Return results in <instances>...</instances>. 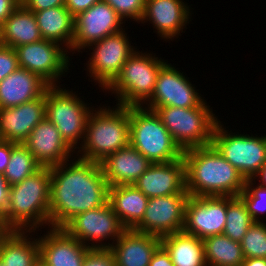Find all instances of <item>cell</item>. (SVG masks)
I'll list each match as a JSON object with an SVG mask.
<instances>
[{"label":"cell","mask_w":266,"mask_h":266,"mask_svg":"<svg viewBox=\"0 0 266 266\" xmlns=\"http://www.w3.org/2000/svg\"><path fill=\"white\" fill-rule=\"evenodd\" d=\"M148 198L187 193L185 161L152 163L133 184Z\"/></svg>","instance_id":"ffe728a7"},{"label":"cell","mask_w":266,"mask_h":266,"mask_svg":"<svg viewBox=\"0 0 266 266\" xmlns=\"http://www.w3.org/2000/svg\"><path fill=\"white\" fill-rule=\"evenodd\" d=\"M152 162L131 144L121 148L100 162L109 187L131 185L151 166Z\"/></svg>","instance_id":"7402d4cb"},{"label":"cell","mask_w":266,"mask_h":266,"mask_svg":"<svg viewBox=\"0 0 266 266\" xmlns=\"http://www.w3.org/2000/svg\"><path fill=\"white\" fill-rule=\"evenodd\" d=\"M42 166L23 143L11 142V156L4 177L12 186L39 171Z\"/></svg>","instance_id":"4dcf8cb0"},{"label":"cell","mask_w":266,"mask_h":266,"mask_svg":"<svg viewBox=\"0 0 266 266\" xmlns=\"http://www.w3.org/2000/svg\"><path fill=\"white\" fill-rule=\"evenodd\" d=\"M165 60L153 53L136 50L122 66L115 81L105 90L116 95V105L143 107L155 90V84Z\"/></svg>","instance_id":"5b68a950"},{"label":"cell","mask_w":266,"mask_h":266,"mask_svg":"<svg viewBox=\"0 0 266 266\" xmlns=\"http://www.w3.org/2000/svg\"><path fill=\"white\" fill-rule=\"evenodd\" d=\"M66 0H21V5L29 11H43L45 9L65 6Z\"/></svg>","instance_id":"74e56055"},{"label":"cell","mask_w":266,"mask_h":266,"mask_svg":"<svg viewBox=\"0 0 266 266\" xmlns=\"http://www.w3.org/2000/svg\"><path fill=\"white\" fill-rule=\"evenodd\" d=\"M49 85L38 75L18 67L0 81V108H10L40 98Z\"/></svg>","instance_id":"cb8c5ba5"},{"label":"cell","mask_w":266,"mask_h":266,"mask_svg":"<svg viewBox=\"0 0 266 266\" xmlns=\"http://www.w3.org/2000/svg\"><path fill=\"white\" fill-rule=\"evenodd\" d=\"M63 229L90 249H109L127 230L114 213L109 202L78 214ZM108 239L112 242H108V244L102 242Z\"/></svg>","instance_id":"30bf717a"},{"label":"cell","mask_w":266,"mask_h":266,"mask_svg":"<svg viewBox=\"0 0 266 266\" xmlns=\"http://www.w3.org/2000/svg\"><path fill=\"white\" fill-rule=\"evenodd\" d=\"M82 266H116L112 252L109 249H90Z\"/></svg>","instance_id":"8d00e7d4"},{"label":"cell","mask_w":266,"mask_h":266,"mask_svg":"<svg viewBox=\"0 0 266 266\" xmlns=\"http://www.w3.org/2000/svg\"><path fill=\"white\" fill-rule=\"evenodd\" d=\"M125 29L104 39L90 44L87 48L93 50L87 63V72L96 85L106 90L119 76L122 66L137 48L131 46Z\"/></svg>","instance_id":"8fae6325"},{"label":"cell","mask_w":266,"mask_h":266,"mask_svg":"<svg viewBox=\"0 0 266 266\" xmlns=\"http://www.w3.org/2000/svg\"><path fill=\"white\" fill-rule=\"evenodd\" d=\"M115 106L93 109L86 124L84 141L75 156L100 163L130 144L129 107Z\"/></svg>","instance_id":"277c9868"},{"label":"cell","mask_w":266,"mask_h":266,"mask_svg":"<svg viewBox=\"0 0 266 266\" xmlns=\"http://www.w3.org/2000/svg\"><path fill=\"white\" fill-rule=\"evenodd\" d=\"M161 245V238L127 229L110 246L116 266H149L151 257Z\"/></svg>","instance_id":"603a6c76"},{"label":"cell","mask_w":266,"mask_h":266,"mask_svg":"<svg viewBox=\"0 0 266 266\" xmlns=\"http://www.w3.org/2000/svg\"><path fill=\"white\" fill-rule=\"evenodd\" d=\"M18 67L16 50L0 44V81L13 73Z\"/></svg>","instance_id":"d590c367"},{"label":"cell","mask_w":266,"mask_h":266,"mask_svg":"<svg viewBox=\"0 0 266 266\" xmlns=\"http://www.w3.org/2000/svg\"><path fill=\"white\" fill-rule=\"evenodd\" d=\"M42 39L34 12L21 4L0 26V44L14 49Z\"/></svg>","instance_id":"4316f807"},{"label":"cell","mask_w":266,"mask_h":266,"mask_svg":"<svg viewBox=\"0 0 266 266\" xmlns=\"http://www.w3.org/2000/svg\"><path fill=\"white\" fill-rule=\"evenodd\" d=\"M45 114V93L21 105L0 108V140L23 143Z\"/></svg>","instance_id":"d6986e66"},{"label":"cell","mask_w":266,"mask_h":266,"mask_svg":"<svg viewBox=\"0 0 266 266\" xmlns=\"http://www.w3.org/2000/svg\"><path fill=\"white\" fill-rule=\"evenodd\" d=\"M184 0H146L141 23L150 22L162 39L169 41L181 36L192 16ZM188 23V24H187ZM157 30V31H156ZM169 39V40H168Z\"/></svg>","instance_id":"44dd1931"},{"label":"cell","mask_w":266,"mask_h":266,"mask_svg":"<svg viewBox=\"0 0 266 266\" xmlns=\"http://www.w3.org/2000/svg\"><path fill=\"white\" fill-rule=\"evenodd\" d=\"M10 186L7 183L4 174L0 172V216H2L8 206Z\"/></svg>","instance_id":"b9f144b4"},{"label":"cell","mask_w":266,"mask_h":266,"mask_svg":"<svg viewBox=\"0 0 266 266\" xmlns=\"http://www.w3.org/2000/svg\"><path fill=\"white\" fill-rule=\"evenodd\" d=\"M73 92L66 87L49 86L45 91V117L56 126L61 137L76 152L84 141L86 124L95 108Z\"/></svg>","instance_id":"ba28073f"},{"label":"cell","mask_w":266,"mask_h":266,"mask_svg":"<svg viewBox=\"0 0 266 266\" xmlns=\"http://www.w3.org/2000/svg\"><path fill=\"white\" fill-rule=\"evenodd\" d=\"M101 0H66L65 7L70 11L73 17L79 13L88 10L93 4Z\"/></svg>","instance_id":"f35d334b"},{"label":"cell","mask_w":266,"mask_h":266,"mask_svg":"<svg viewBox=\"0 0 266 266\" xmlns=\"http://www.w3.org/2000/svg\"><path fill=\"white\" fill-rule=\"evenodd\" d=\"M223 126L219 120L211 144L245 179H253L266 163V135L233 134Z\"/></svg>","instance_id":"9c48e42d"},{"label":"cell","mask_w":266,"mask_h":266,"mask_svg":"<svg viewBox=\"0 0 266 266\" xmlns=\"http://www.w3.org/2000/svg\"><path fill=\"white\" fill-rule=\"evenodd\" d=\"M259 178L260 180H258ZM253 179H256L260 186L266 187V163L263 165V167L260 169V171L253 177Z\"/></svg>","instance_id":"f6af8a7d"},{"label":"cell","mask_w":266,"mask_h":266,"mask_svg":"<svg viewBox=\"0 0 266 266\" xmlns=\"http://www.w3.org/2000/svg\"><path fill=\"white\" fill-rule=\"evenodd\" d=\"M253 223L243 200L240 197L227 196L226 224L223 234L240 242Z\"/></svg>","instance_id":"1f68e13d"},{"label":"cell","mask_w":266,"mask_h":266,"mask_svg":"<svg viewBox=\"0 0 266 266\" xmlns=\"http://www.w3.org/2000/svg\"><path fill=\"white\" fill-rule=\"evenodd\" d=\"M183 72L165 63L157 76L151 99L143 107H198L204 98Z\"/></svg>","instance_id":"2e32d148"},{"label":"cell","mask_w":266,"mask_h":266,"mask_svg":"<svg viewBox=\"0 0 266 266\" xmlns=\"http://www.w3.org/2000/svg\"><path fill=\"white\" fill-rule=\"evenodd\" d=\"M149 266H174L166 249L160 245L151 257Z\"/></svg>","instance_id":"ab89813d"},{"label":"cell","mask_w":266,"mask_h":266,"mask_svg":"<svg viewBox=\"0 0 266 266\" xmlns=\"http://www.w3.org/2000/svg\"><path fill=\"white\" fill-rule=\"evenodd\" d=\"M203 243L207 266H241L245 259L240 242L224 234L208 236Z\"/></svg>","instance_id":"f546056e"},{"label":"cell","mask_w":266,"mask_h":266,"mask_svg":"<svg viewBox=\"0 0 266 266\" xmlns=\"http://www.w3.org/2000/svg\"><path fill=\"white\" fill-rule=\"evenodd\" d=\"M50 179L51 168L42 167L20 183L10 186L8 206L1 216L9 231L37 233V229L39 231L44 226L49 228Z\"/></svg>","instance_id":"3957f363"},{"label":"cell","mask_w":266,"mask_h":266,"mask_svg":"<svg viewBox=\"0 0 266 266\" xmlns=\"http://www.w3.org/2000/svg\"><path fill=\"white\" fill-rule=\"evenodd\" d=\"M21 0H0V26L19 7Z\"/></svg>","instance_id":"60d3db41"},{"label":"cell","mask_w":266,"mask_h":266,"mask_svg":"<svg viewBox=\"0 0 266 266\" xmlns=\"http://www.w3.org/2000/svg\"><path fill=\"white\" fill-rule=\"evenodd\" d=\"M240 245L245 258H266V223L254 222Z\"/></svg>","instance_id":"836d02e7"},{"label":"cell","mask_w":266,"mask_h":266,"mask_svg":"<svg viewBox=\"0 0 266 266\" xmlns=\"http://www.w3.org/2000/svg\"><path fill=\"white\" fill-rule=\"evenodd\" d=\"M189 193L149 198L142 221L136 232L164 237L183 230Z\"/></svg>","instance_id":"4fadbf2b"},{"label":"cell","mask_w":266,"mask_h":266,"mask_svg":"<svg viewBox=\"0 0 266 266\" xmlns=\"http://www.w3.org/2000/svg\"><path fill=\"white\" fill-rule=\"evenodd\" d=\"M108 199L109 184L100 163L74 156L51 167L49 228H63L78 214L107 204Z\"/></svg>","instance_id":"6da1fadb"},{"label":"cell","mask_w":266,"mask_h":266,"mask_svg":"<svg viewBox=\"0 0 266 266\" xmlns=\"http://www.w3.org/2000/svg\"><path fill=\"white\" fill-rule=\"evenodd\" d=\"M109 4L117 14L125 22L128 18L129 20L141 22L144 11L146 0H104ZM126 19V20H125Z\"/></svg>","instance_id":"e575fe53"},{"label":"cell","mask_w":266,"mask_h":266,"mask_svg":"<svg viewBox=\"0 0 266 266\" xmlns=\"http://www.w3.org/2000/svg\"><path fill=\"white\" fill-rule=\"evenodd\" d=\"M153 110L171 134L174 142L185 151L211 145L213 132L219 119L206 100L198 107H145Z\"/></svg>","instance_id":"8992f818"},{"label":"cell","mask_w":266,"mask_h":266,"mask_svg":"<svg viewBox=\"0 0 266 266\" xmlns=\"http://www.w3.org/2000/svg\"><path fill=\"white\" fill-rule=\"evenodd\" d=\"M130 144L152 163L175 161L183 151L155 111L129 107Z\"/></svg>","instance_id":"52a82bcc"},{"label":"cell","mask_w":266,"mask_h":266,"mask_svg":"<svg viewBox=\"0 0 266 266\" xmlns=\"http://www.w3.org/2000/svg\"><path fill=\"white\" fill-rule=\"evenodd\" d=\"M33 234L35 231H9L0 240V261L5 266H37L39 245Z\"/></svg>","instance_id":"484cf974"},{"label":"cell","mask_w":266,"mask_h":266,"mask_svg":"<svg viewBox=\"0 0 266 266\" xmlns=\"http://www.w3.org/2000/svg\"><path fill=\"white\" fill-rule=\"evenodd\" d=\"M43 39L60 43L72 52L74 17L65 6L34 12Z\"/></svg>","instance_id":"83f0119b"},{"label":"cell","mask_w":266,"mask_h":266,"mask_svg":"<svg viewBox=\"0 0 266 266\" xmlns=\"http://www.w3.org/2000/svg\"><path fill=\"white\" fill-rule=\"evenodd\" d=\"M15 50L19 67L35 73L49 86H60L58 80L69 72V51L58 42L42 39L20 45Z\"/></svg>","instance_id":"7c38bea8"},{"label":"cell","mask_w":266,"mask_h":266,"mask_svg":"<svg viewBox=\"0 0 266 266\" xmlns=\"http://www.w3.org/2000/svg\"><path fill=\"white\" fill-rule=\"evenodd\" d=\"M49 229L43 236L38 235L40 263L44 266H82L90 248L63 228Z\"/></svg>","instance_id":"e0dca14e"},{"label":"cell","mask_w":266,"mask_h":266,"mask_svg":"<svg viewBox=\"0 0 266 266\" xmlns=\"http://www.w3.org/2000/svg\"><path fill=\"white\" fill-rule=\"evenodd\" d=\"M239 197L246 204L248 213L254 222L265 221L261 216L263 218L266 216V187L258 185L255 179H246L245 188Z\"/></svg>","instance_id":"d6a6232c"},{"label":"cell","mask_w":266,"mask_h":266,"mask_svg":"<svg viewBox=\"0 0 266 266\" xmlns=\"http://www.w3.org/2000/svg\"><path fill=\"white\" fill-rule=\"evenodd\" d=\"M9 232L6 226L3 223V219L0 216V240Z\"/></svg>","instance_id":"bcb514c9"},{"label":"cell","mask_w":266,"mask_h":266,"mask_svg":"<svg viewBox=\"0 0 266 266\" xmlns=\"http://www.w3.org/2000/svg\"><path fill=\"white\" fill-rule=\"evenodd\" d=\"M161 245L169 253L174 266H207L203 239L182 230L161 237Z\"/></svg>","instance_id":"f1b7e54d"},{"label":"cell","mask_w":266,"mask_h":266,"mask_svg":"<svg viewBox=\"0 0 266 266\" xmlns=\"http://www.w3.org/2000/svg\"><path fill=\"white\" fill-rule=\"evenodd\" d=\"M11 156V142L0 140V172L4 173Z\"/></svg>","instance_id":"7bdbcfd3"},{"label":"cell","mask_w":266,"mask_h":266,"mask_svg":"<svg viewBox=\"0 0 266 266\" xmlns=\"http://www.w3.org/2000/svg\"><path fill=\"white\" fill-rule=\"evenodd\" d=\"M227 196H189L183 231L200 239L223 234Z\"/></svg>","instance_id":"9a60e30c"},{"label":"cell","mask_w":266,"mask_h":266,"mask_svg":"<svg viewBox=\"0 0 266 266\" xmlns=\"http://www.w3.org/2000/svg\"><path fill=\"white\" fill-rule=\"evenodd\" d=\"M190 196L239 197L246 179L211 144L183 151Z\"/></svg>","instance_id":"7a4b0ae2"},{"label":"cell","mask_w":266,"mask_h":266,"mask_svg":"<svg viewBox=\"0 0 266 266\" xmlns=\"http://www.w3.org/2000/svg\"><path fill=\"white\" fill-rule=\"evenodd\" d=\"M241 266H266V258H245Z\"/></svg>","instance_id":"ee69618b"},{"label":"cell","mask_w":266,"mask_h":266,"mask_svg":"<svg viewBox=\"0 0 266 266\" xmlns=\"http://www.w3.org/2000/svg\"><path fill=\"white\" fill-rule=\"evenodd\" d=\"M123 23V19L104 0L93 4L74 17L72 54L82 53L81 50L87 49L90 44L120 32L124 29Z\"/></svg>","instance_id":"5bb4252c"},{"label":"cell","mask_w":266,"mask_h":266,"mask_svg":"<svg viewBox=\"0 0 266 266\" xmlns=\"http://www.w3.org/2000/svg\"><path fill=\"white\" fill-rule=\"evenodd\" d=\"M23 144L42 167H54L74 157L75 151L46 117L36 125Z\"/></svg>","instance_id":"ac0fdd59"},{"label":"cell","mask_w":266,"mask_h":266,"mask_svg":"<svg viewBox=\"0 0 266 266\" xmlns=\"http://www.w3.org/2000/svg\"><path fill=\"white\" fill-rule=\"evenodd\" d=\"M148 200L133 184L109 187L108 202L126 229H134L142 221Z\"/></svg>","instance_id":"d4e9b609"}]
</instances>
